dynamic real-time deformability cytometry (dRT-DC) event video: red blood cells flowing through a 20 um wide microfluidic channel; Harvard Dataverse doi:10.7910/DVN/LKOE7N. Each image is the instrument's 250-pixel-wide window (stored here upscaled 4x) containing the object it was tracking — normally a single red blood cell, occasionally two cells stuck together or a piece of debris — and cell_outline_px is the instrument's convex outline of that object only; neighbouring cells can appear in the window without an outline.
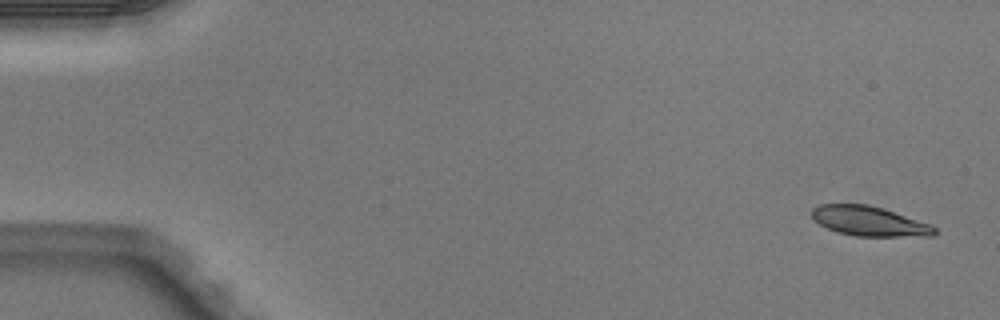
{"species": "Egyptian fruit bat (a non-hibernating species)", "species_latin": "Rousettus aegyptiacus", "temperature_condition": "warm", "stored_images_in_passage": 5, "segment_of_instrument_passage": [2, 2], "camera_frame_rate_fps": 3000, "um_per_image_px": 0.085, "animal": {"sex": "male"}, "frame": {"image": 1, "passage_image": 5, "time_ms": 1.333, "image_size_px": [1000, 320], "cell_outline_px": [[936, 232], [932, 236], [856, 236], [836, 232], [820, 224], [812, 216], [812, 208], [820, 204], [868, 204], [932, 224], [936, 228]], "centroid_in_image_um": [73.9, 18.8], "position_along_channel_um": 11.1, "area_um2": 21.1}}